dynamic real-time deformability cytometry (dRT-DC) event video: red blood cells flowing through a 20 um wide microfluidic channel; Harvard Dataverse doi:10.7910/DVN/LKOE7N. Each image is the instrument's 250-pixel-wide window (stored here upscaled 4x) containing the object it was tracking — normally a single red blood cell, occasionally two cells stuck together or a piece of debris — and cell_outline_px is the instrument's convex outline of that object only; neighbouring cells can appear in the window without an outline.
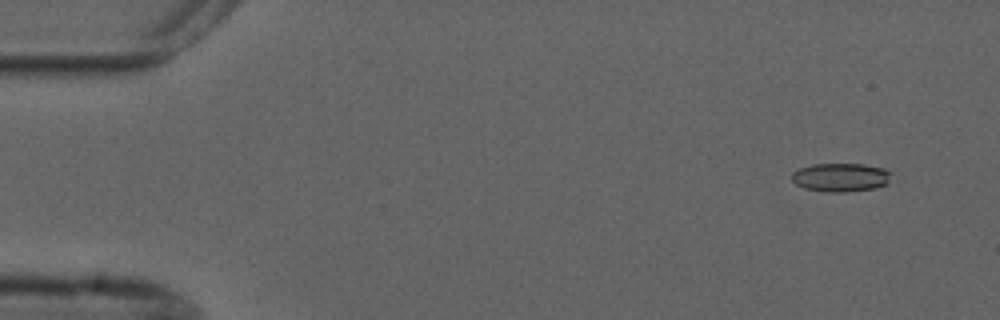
{"species": "common noctule bat (a hibernating species)", "species_latin": "Nyctalus noctula", "temperature_condition": "cold", "stored_images_in_passage": 6, "camera_frame_rate_fps": 3000, "um_per_image_px": 0.085, "animal": {"sex": "male", "forearm_length_mm": 52.5}, "frame": {"image": 1, "passage_image": 1, "time_ms": 0.0, "image_size_px": [1000, 320], "cell_outline_px": [[892, 172], [888, 184], [876, 188], [844, 192], [828, 192], [804, 188], [796, 184], [792, 180], [792, 172], [800, 168], [812, 164], [864, 164], [884, 168]], "centroid_in_image_um": [71.49, 15.07], "position_along_channel_um": 13.5, "area_um2": 16.7}}
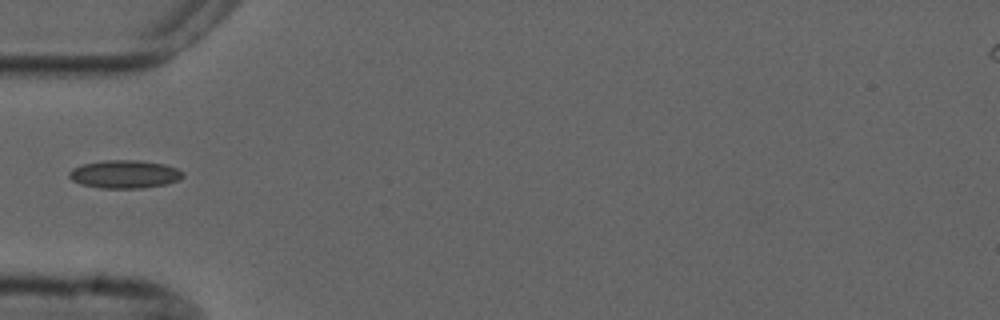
{"frame": {"image": 2, "passage_image": 5, "time_ms": 4.667, "image_size_px": [1000, 320], "cell_outline_px": [[184, 176], [180, 180], [164, 184], [140, 188], [100, 188], [80, 184], [72, 180], [68, 176], [68, 172], [72, 168], [80, 164], [104, 160], [140, 160], [164, 164], [176, 168], [184, 172]], "centroid_in_image_um": [10.56, 14.8], "position_along_channel_um": 74.4, "area_um2": 18.79}}
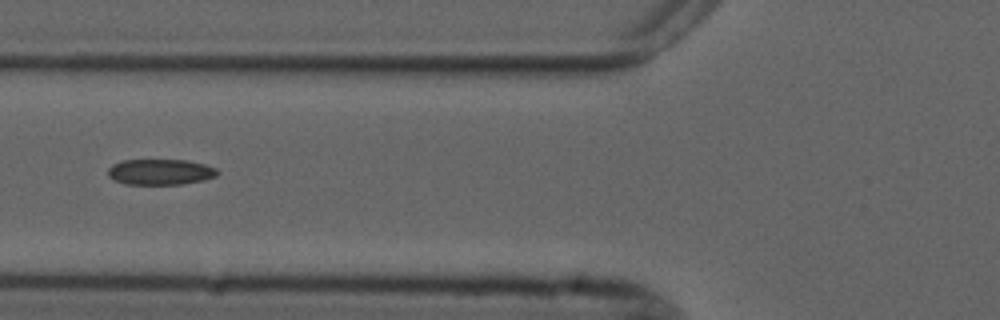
{"frame": {"image": 3, "passage_image": 6, "time_ms": 5.667, "image_size_px": [1000, 320], "cell_outline_px": [[220, 172], [216, 176], [204, 180], [184, 184], [124, 184], [112, 180], [108, 176], [108, 168], [112, 164], [124, 160], [188, 160], [204, 164], [216, 168]], "centroid_in_image_um": [13.62, 14.62], "position_along_channel_um": 112.2, "area_um2": 16.59}}